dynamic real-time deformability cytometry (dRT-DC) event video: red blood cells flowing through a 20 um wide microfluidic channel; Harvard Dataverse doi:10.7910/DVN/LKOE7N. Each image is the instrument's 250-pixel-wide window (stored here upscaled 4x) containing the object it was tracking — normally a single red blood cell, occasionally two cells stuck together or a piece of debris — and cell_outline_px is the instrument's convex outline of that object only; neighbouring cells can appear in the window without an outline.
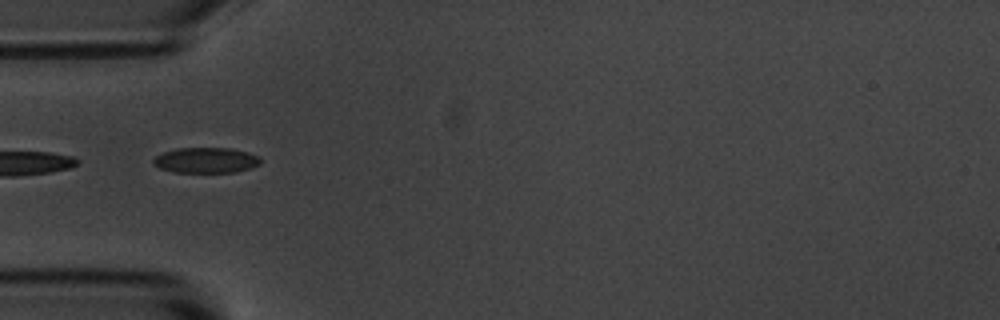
{"species": "common noctule bat (a hibernating species)", "species_latin": "Nyctalus noctula", "temperature_condition": "room temperature", "stored_images_in_passage": 16, "camera_frame_rate_fps": 3000, "um_per_image_px": 0.085, "animal": {"sex": "male", "body_mass_g": 20.1, "forearm_length_mm": 53.5}, "frame": {"image": 1, "passage_image": 1, "time_ms": 0.0, "image_size_px": [1000, 320], "cell_outline_px": [[260, 164], [252, 168], [236, 172], [172, 172], [160, 168], [152, 164], [152, 160], [156, 156], [164, 152], [176, 148], [232, 148], [248, 152], [256, 156], [260, 160]], "centroid_in_image_um": [17.49, 13.62], "position_along_channel_um": 67.5, "area_um2": 15.95}}